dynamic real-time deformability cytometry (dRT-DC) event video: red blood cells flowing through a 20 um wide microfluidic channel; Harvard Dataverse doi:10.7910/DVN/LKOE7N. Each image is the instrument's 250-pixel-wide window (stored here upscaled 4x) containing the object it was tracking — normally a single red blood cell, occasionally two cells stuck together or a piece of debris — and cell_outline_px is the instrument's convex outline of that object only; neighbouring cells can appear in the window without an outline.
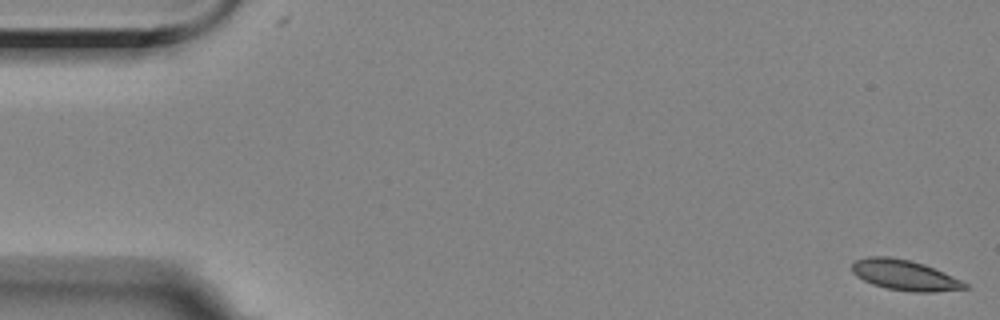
{"species": "Egyptian fruit bat (a non-hibernating species)", "species_latin": "Rousettus aegyptiacus", "temperature_condition": "room temperature", "stored_images_in_passage": 8, "camera_frame_rate_fps": 3000, "um_per_image_px": 0.085, "animal": {"sex": "female"}, "frame": {"image": 1, "passage_image": 1, "time_ms": 0.0, "image_size_px": [1000, 320], "cell_outline_px": [[972, 288], [936, 292], [912, 292], [888, 288], [872, 284], [856, 276], [852, 272], [852, 264], [856, 260], [868, 256], [888, 256], [908, 260], [924, 264], [944, 272], [968, 284]], "centroid_in_image_um": [76.92, 23.39], "position_along_channel_um": 8.1, "area_um2": 20.0}}